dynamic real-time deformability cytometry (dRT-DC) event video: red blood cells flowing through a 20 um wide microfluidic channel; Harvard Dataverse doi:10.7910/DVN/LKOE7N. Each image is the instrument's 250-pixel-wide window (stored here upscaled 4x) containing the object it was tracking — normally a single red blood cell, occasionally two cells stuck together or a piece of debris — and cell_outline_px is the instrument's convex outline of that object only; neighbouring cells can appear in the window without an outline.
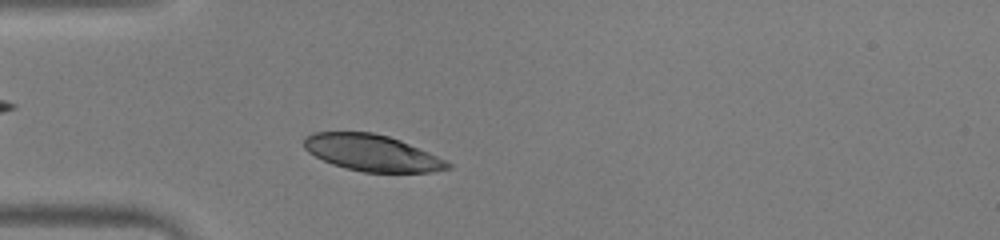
{"species": "human", "species_latin": "Homo sapiens", "temperature_condition": "warm", "stored_images_in_passage": 39, "camera_frame_rate_fps": 3000, "um_per_image_px": 0.085, "donor": {"sex": "male"}, "frame": {"image": 1, "passage_image": 5, "time_ms": 1.333, "image_size_px": [1000, 240], "cell_outline_px": [[452, 168], [432, 172], [364, 172], [332, 164], [308, 152], [304, 148], [304, 136], [312, 132], [372, 132], [388, 136], [400, 140], [436, 156], [452, 164]], "centroid_in_image_um": [31.59, 12.99], "position_along_channel_um": 53.4, "area_um2": 30.23}}
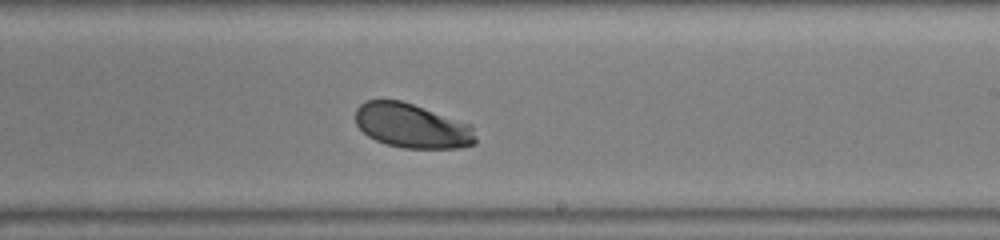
{"frame": {"image": 2, "passage_image": 20, "time_ms": 6.333, "image_size_px": [1000, 240], "cell_outline_px": [[476, 144], [460, 148], [404, 148], [384, 144], [368, 136], [356, 124], [356, 108], [360, 104], [368, 100], [400, 100], [472, 124], [476, 136]], "centroid_in_image_um": [35.04, 10.71], "position_along_channel_um": 254.0, "area_um2": 31.21}}
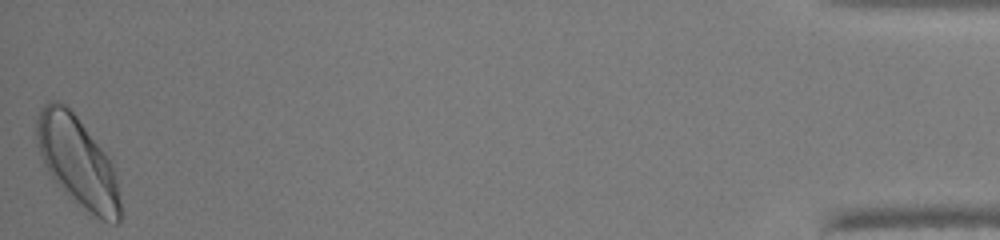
{"frame": {"image": 3, "passage_image": 39, "time_ms": 12.667, "image_size_px": [1000, 240], "cell_outline_px": [[120, 224], [112, 224], [96, 216], [72, 200], [48, 172], [36, 144], [36, 120], [40, 108], [44, 104], [52, 100], [56, 100], [64, 104], [76, 116], [112, 160], [120, 200]], "centroid_in_image_um": [6.59, 13.73], "position_along_channel_um": 428.6, "area_um2": 43.52}, "authors_computed_cell_mechanics": {"area_um2": 32.1946, "velocity_mm_per_s": 4.2221, "shape_relaxation_time_tau1_ms": 1.1545, "shape_relaxation_time_tau2_ms": null, "deformation_change_tau1": 0.1034, "deformation_change_tau2": null}}